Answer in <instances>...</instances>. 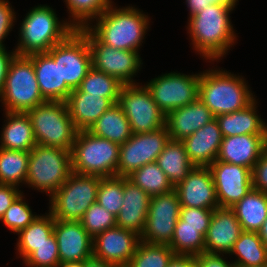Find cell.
Listing matches in <instances>:
<instances>
[{
  "instance_id": "44",
  "label": "cell",
  "mask_w": 267,
  "mask_h": 267,
  "mask_svg": "<svg viewBox=\"0 0 267 267\" xmlns=\"http://www.w3.org/2000/svg\"><path fill=\"white\" fill-rule=\"evenodd\" d=\"M213 212V209L181 207L179 218L182 226L209 227Z\"/></svg>"
},
{
  "instance_id": "6",
  "label": "cell",
  "mask_w": 267,
  "mask_h": 267,
  "mask_svg": "<svg viewBox=\"0 0 267 267\" xmlns=\"http://www.w3.org/2000/svg\"><path fill=\"white\" fill-rule=\"evenodd\" d=\"M71 172L70 151L36 144L30 151L28 172L23 185L45 192L50 198Z\"/></svg>"
},
{
  "instance_id": "47",
  "label": "cell",
  "mask_w": 267,
  "mask_h": 267,
  "mask_svg": "<svg viewBox=\"0 0 267 267\" xmlns=\"http://www.w3.org/2000/svg\"><path fill=\"white\" fill-rule=\"evenodd\" d=\"M224 254L202 252L195 255L196 267H236L233 262L226 261Z\"/></svg>"
},
{
  "instance_id": "3",
  "label": "cell",
  "mask_w": 267,
  "mask_h": 267,
  "mask_svg": "<svg viewBox=\"0 0 267 267\" xmlns=\"http://www.w3.org/2000/svg\"><path fill=\"white\" fill-rule=\"evenodd\" d=\"M213 68L201 72L198 99L215 117L241 110L256 99L244 76Z\"/></svg>"
},
{
  "instance_id": "23",
  "label": "cell",
  "mask_w": 267,
  "mask_h": 267,
  "mask_svg": "<svg viewBox=\"0 0 267 267\" xmlns=\"http://www.w3.org/2000/svg\"><path fill=\"white\" fill-rule=\"evenodd\" d=\"M210 109L199 99L166 115L165 126L171 140L183 141L198 129L214 120Z\"/></svg>"
},
{
  "instance_id": "20",
  "label": "cell",
  "mask_w": 267,
  "mask_h": 267,
  "mask_svg": "<svg viewBox=\"0 0 267 267\" xmlns=\"http://www.w3.org/2000/svg\"><path fill=\"white\" fill-rule=\"evenodd\" d=\"M242 232V226L231 208H215L204 236V251L227 256Z\"/></svg>"
},
{
  "instance_id": "18",
  "label": "cell",
  "mask_w": 267,
  "mask_h": 267,
  "mask_svg": "<svg viewBox=\"0 0 267 267\" xmlns=\"http://www.w3.org/2000/svg\"><path fill=\"white\" fill-rule=\"evenodd\" d=\"M181 207L215 209L219 207L215 184L208 167L195 166L187 177L174 187Z\"/></svg>"
},
{
  "instance_id": "9",
  "label": "cell",
  "mask_w": 267,
  "mask_h": 267,
  "mask_svg": "<svg viewBox=\"0 0 267 267\" xmlns=\"http://www.w3.org/2000/svg\"><path fill=\"white\" fill-rule=\"evenodd\" d=\"M100 177L71 172L68 179L49 198L48 211L56 220L80 221L97 201Z\"/></svg>"
},
{
  "instance_id": "35",
  "label": "cell",
  "mask_w": 267,
  "mask_h": 267,
  "mask_svg": "<svg viewBox=\"0 0 267 267\" xmlns=\"http://www.w3.org/2000/svg\"><path fill=\"white\" fill-rule=\"evenodd\" d=\"M69 17L67 22L76 30L87 28L114 1L113 0H64Z\"/></svg>"
},
{
  "instance_id": "36",
  "label": "cell",
  "mask_w": 267,
  "mask_h": 267,
  "mask_svg": "<svg viewBox=\"0 0 267 267\" xmlns=\"http://www.w3.org/2000/svg\"><path fill=\"white\" fill-rule=\"evenodd\" d=\"M150 197L174 190L166 174L156 162L148 163L127 176Z\"/></svg>"
},
{
  "instance_id": "14",
  "label": "cell",
  "mask_w": 267,
  "mask_h": 267,
  "mask_svg": "<svg viewBox=\"0 0 267 267\" xmlns=\"http://www.w3.org/2000/svg\"><path fill=\"white\" fill-rule=\"evenodd\" d=\"M169 140L170 135L166 126L152 132L132 134L119 147L117 176L127 177L134 170L156 162Z\"/></svg>"
},
{
  "instance_id": "11",
  "label": "cell",
  "mask_w": 267,
  "mask_h": 267,
  "mask_svg": "<svg viewBox=\"0 0 267 267\" xmlns=\"http://www.w3.org/2000/svg\"><path fill=\"white\" fill-rule=\"evenodd\" d=\"M117 104L125 113L132 134L152 132L165 126L166 115L142 83L124 85Z\"/></svg>"
},
{
  "instance_id": "52",
  "label": "cell",
  "mask_w": 267,
  "mask_h": 267,
  "mask_svg": "<svg viewBox=\"0 0 267 267\" xmlns=\"http://www.w3.org/2000/svg\"><path fill=\"white\" fill-rule=\"evenodd\" d=\"M84 267H116V266L92 256L84 261Z\"/></svg>"
},
{
  "instance_id": "31",
  "label": "cell",
  "mask_w": 267,
  "mask_h": 267,
  "mask_svg": "<svg viewBox=\"0 0 267 267\" xmlns=\"http://www.w3.org/2000/svg\"><path fill=\"white\" fill-rule=\"evenodd\" d=\"M156 163L166 174L173 187L182 182L195 167L187 156L184 143L171 139L159 154Z\"/></svg>"
},
{
  "instance_id": "28",
  "label": "cell",
  "mask_w": 267,
  "mask_h": 267,
  "mask_svg": "<svg viewBox=\"0 0 267 267\" xmlns=\"http://www.w3.org/2000/svg\"><path fill=\"white\" fill-rule=\"evenodd\" d=\"M258 101L228 114L216 116L223 137L243 134H267V123L257 114Z\"/></svg>"
},
{
  "instance_id": "25",
  "label": "cell",
  "mask_w": 267,
  "mask_h": 267,
  "mask_svg": "<svg viewBox=\"0 0 267 267\" xmlns=\"http://www.w3.org/2000/svg\"><path fill=\"white\" fill-rule=\"evenodd\" d=\"M65 103L78 131L88 130L105 111L114 105L108 98L100 95H87L79 88L72 90Z\"/></svg>"
},
{
  "instance_id": "33",
  "label": "cell",
  "mask_w": 267,
  "mask_h": 267,
  "mask_svg": "<svg viewBox=\"0 0 267 267\" xmlns=\"http://www.w3.org/2000/svg\"><path fill=\"white\" fill-rule=\"evenodd\" d=\"M230 255L237 257L232 261L236 267L267 265V247L258 232L243 231L228 256Z\"/></svg>"
},
{
  "instance_id": "51",
  "label": "cell",
  "mask_w": 267,
  "mask_h": 267,
  "mask_svg": "<svg viewBox=\"0 0 267 267\" xmlns=\"http://www.w3.org/2000/svg\"><path fill=\"white\" fill-rule=\"evenodd\" d=\"M167 267H196L195 255L175 254Z\"/></svg>"
},
{
  "instance_id": "42",
  "label": "cell",
  "mask_w": 267,
  "mask_h": 267,
  "mask_svg": "<svg viewBox=\"0 0 267 267\" xmlns=\"http://www.w3.org/2000/svg\"><path fill=\"white\" fill-rule=\"evenodd\" d=\"M80 222L88 234L94 238L103 231L115 227L116 216L96 201L86 210Z\"/></svg>"
},
{
  "instance_id": "39",
  "label": "cell",
  "mask_w": 267,
  "mask_h": 267,
  "mask_svg": "<svg viewBox=\"0 0 267 267\" xmlns=\"http://www.w3.org/2000/svg\"><path fill=\"white\" fill-rule=\"evenodd\" d=\"M174 255L173 250L167 245L140 240L127 267H167Z\"/></svg>"
},
{
  "instance_id": "37",
  "label": "cell",
  "mask_w": 267,
  "mask_h": 267,
  "mask_svg": "<svg viewBox=\"0 0 267 267\" xmlns=\"http://www.w3.org/2000/svg\"><path fill=\"white\" fill-rule=\"evenodd\" d=\"M208 227L182 226L179 218L175 226L170 248L175 254L198 255L204 252V236Z\"/></svg>"
},
{
  "instance_id": "43",
  "label": "cell",
  "mask_w": 267,
  "mask_h": 267,
  "mask_svg": "<svg viewBox=\"0 0 267 267\" xmlns=\"http://www.w3.org/2000/svg\"><path fill=\"white\" fill-rule=\"evenodd\" d=\"M60 263L58 244L53 233L24 261L26 267H57Z\"/></svg>"
},
{
  "instance_id": "22",
  "label": "cell",
  "mask_w": 267,
  "mask_h": 267,
  "mask_svg": "<svg viewBox=\"0 0 267 267\" xmlns=\"http://www.w3.org/2000/svg\"><path fill=\"white\" fill-rule=\"evenodd\" d=\"M150 196L128 177H124L123 205L116 216V226L142 234L148 215Z\"/></svg>"
},
{
  "instance_id": "1",
  "label": "cell",
  "mask_w": 267,
  "mask_h": 267,
  "mask_svg": "<svg viewBox=\"0 0 267 267\" xmlns=\"http://www.w3.org/2000/svg\"><path fill=\"white\" fill-rule=\"evenodd\" d=\"M236 5L231 3H210L205 9L188 18L187 33L192 49L208 62L222 59L237 37L230 14Z\"/></svg>"
},
{
  "instance_id": "16",
  "label": "cell",
  "mask_w": 267,
  "mask_h": 267,
  "mask_svg": "<svg viewBox=\"0 0 267 267\" xmlns=\"http://www.w3.org/2000/svg\"><path fill=\"white\" fill-rule=\"evenodd\" d=\"M215 184L219 207L231 208L253 188L252 170L215 160L208 166Z\"/></svg>"
},
{
  "instance_id": "32",
  "label": "cell",
  "mask_w": 267,
  "mask_h": 267,
  "mask_svg": "<svg viewBox=\"0 0 267 267\" xmlns=\"http://www.w3.org/2000/svg\"><path fill=\"white\" fill-rule=\"evenodd\" d=\"M45 214H38L28 226L17 233L18 240L15 248L23 262L35 251V247L45 243L46 239L54 233V218L50 212Z\"/></svg>"
},
{
  "instance_id": "38",
  "label": "cell",
  "mask_w": 267,
  "mask_h": 267,
  "mask_svg": "<svg viewBox=\"0 0 267 267\" xmlns=\"http://www.w3.org/2000/svg\"><path fill=\"white\" fill-rule=\"evenodd\" d=\"M123 86L124 84L118 79L92 67L82 80L79 89L87 95H100L108 98L116 104Z\"/></svg>"
},
{
  "instance_id": "12",
  "label": "cell",
  "mask_w": 267,
  "mask_h": 267,
  "mask_svg": "<svg viewBox=\"0 0 267 267\" xmlns=\"http://www.w3.org/2000/svg\"><path fill=\"white\" fill-rule=\"evenodd\" d=\"M200 75L201 71L191 75L173 71L162 73L144 85L158 108L167 115L172 110L198 99Z\"/></svg>"
},
{
  "instance_id": "4",
  "label": "cell",
  "mask_w": 267,
  "mask_h": 267,
  "mask_svg": "<svg viewBox=\"0 0 267 267\" xmlns=\"http://www.w3.org/2000/svg\"><path fill=\"white\" fill-rule=\"evenodd\" d=\"M25 15L14 48L17 55L46 53L75 30L66 19L60 21L56 11L47 4L34 6Z\"/></svg>"
},
{
  "instance_id": "50",
  "label": "cell",
  "mask_w": 267,
  "mask_h": 267,
  "mask_svg": "<svg viewBox=\"0 0 267 267\" xmlns=\"http://www.w3.org/2000/svg\"><path fill=\"white\" fill-rule=\"evenodd\" d=\"M15 54L14 49L9 52L6 48H0V94L4 88L9 63Z\"/></svg>"
},
{
  "instance_id": "26",
  "label": "cell",
  "mask_w": 267,
  "mask_h": 267,
  "mask_svg": "<svg viewBox=\"0 0 267 267\" xmlns=\"http://www.w3.org/2000/svg\"><path fill=\"white\" fill-rule=\"evenodd\" d=\"M32 60L36 79L42 96L47 101L65 102L72 90L67 85H60L59 63L46 53L29 55Z\"/></svg>"
},
{
  "instance_id": "41",
  "label": "cell",
  "mask_w": 267,
  "mask_h": 267,
  "mask_svg": "<svg viewBox=\"0 0 267 267\" xmlns=\"http://www.w3.org/2000/svg\"><path fill=\"white\" fill-rule=\"evenodd\" d=\"M24 196L22 192L0 219L14 234L24 229L38 216L32 212Z\"/></svg>"
},
{
  "instance_id": "13",
  "label": "cell",
  "mask_w": 267,
  "mask_h": 267,
  "mask_svg": "<svg viewBox=\"0 0 267 267\" xmlns=\"http://www.w3.org/2000/svg\"><path fill=\"white\" fill-rule=\"evenodd\" d=\"M86 39L92 56V67L118 79L122 84H138L134 78L143 60L137 51L115 49L101 43L87 28ZM134 77V78H133Z\"/></svg>"
},
{
  "instance_id": "5",
  "label": "cell",
  "mask_w": 267,
  "mask_h": 267,
  "mask_svg": "<svg viewBox=\"0 0 267 267\" xmlns=\"http://www.w3.org/2000/svg\"><path fill=\"white\" fill-rule=\"evenodd\" d=\"M119 147L87 130L78 131L71 149L72 172L102 178L117 176Z\"/></svg>"
},
{
  "instance_id": "53",
  "label": "cell",
  "mask_w": 267,
  "mask_h": 267,
  "mask_svg": "<svg viewBox=\"0 0 267 267\" xmlns=\"http://www.w3.org/2000/svg\"><path fill=\"white\" fill-rule=\"evenodd\" d=\"M260 238L262 239L264 245L267 247V218L262 224L261 229L258 231Z\"/></svg>"
},
{
  "instance_id": "15",
  "label": "cell",
  "mask_w": 267,
  "mask_h": 267,
  "mask_svg": "<svg viewBox=\"0 0 267 267\" xmlns=\"http://www.w3.org/2000/svg\"><path fill=\"white\" fill-rule=\"evenodd\" d=\"M180 208V201L175 190L152 196L140 240L170 246L179 219Z\"/></svg>"
},
{
  "instance_id": "45",
  "label": "cell",
  "mask_w": 267,
  "mask_h": 267,
  "mask_svg": "<svg viewBox=\"0 0 267 267\" xmlns=\"http://www.w3.org/2000/svg\"><path fill=\"white\" fill-rule=\"evenodd\" d=\"M16 20V12L9 0H0V48H6L4 41L12 31Z\"/></svg>"
},
{
  "instance_id": "2",
  "label": "cell",
  "mask_w": 267,
  "mask_h": 267,
  "mask_svg": "<svg viewBox=\"0 0 267 267\" xmlns=\"http://www.w3.org/2000/svg\"><path fill=\"white\" fill-rule=\"evenodd\" d=\"M87 29L103 44L139 52L150 28V18L136 7L114 6V2Z\"/></svg>"
},
{
  "instance_id": "29",
  "label": "cell",
  "mask_w": 267,
  "mask_h": 267,
  "mask_svg": "<svg viewBox=\"0 0 267 267\" xmlns=\"http://www.w3.org/2000/svg\"><path fill=\"white\" fill-rule=\"evenodd\" d=\"M231 209L243 231L258 232L267 218V193L252 188Z\"/></svg>"
},
{
  "instance_id": "7",
  "label": "cell",
  "mask_w": 267,
  "mask_h": 267,
  "mask_svg": "<svg viewBox=\"0 0 267 267\" xmlns=\"http://www.w3.org/2000/svg\"><path fill=\"white\" fill-rule=\"evenodd\" d=\"M47 101L41 94L32 60L15 54L9 63L3 91L0 94L3 111L27 112Z\"/></svg>"
},
{
  "instance_id": "17",
  "label": "cell",
  "mask_w": 267,
  "mask_h": 267,
  "mask_svg": "<svg viewBox=\"0 0 267 267\" xmlns=\"http://www.w3.org/2000/svg\"><path fill=\"white\" fill-rule=\"evenodd\" d=\"M139 242L137 233L115 226L93 238V256L116 267H127Z\"/></svg>"
},
{
  "instance_id": "19",
  "label": "cell",
  "mask_w": 267,
  "mask_h": 267,
  "mask_svg": "<svg viewBox=\"0 0 267 267\" xmlns=\"http://www.w3.org/2000/svg\"><path fill=\"white\" fill-rule=\"evenodd\" d=\"M60 263L85 261L93 256V238L80 221L54 219Z\"/></svg>"
},
{
  "instance_id": "49",
  "label": "cell",
  "mask_w": 267,
  "mask_h": 267,
  "mask_svg": "<svg viewBox=\"0 0 267 267\" xmlns=\"http://www.w3.org/2000/svg\"><path fill=\"white\" fill-rule=\"evenodd\" d=\"M186 6L188 7L189 17L205 9L210 3H231L238 5V0H185Z\"/></svg>"
},
{
  "instance_id": "21",
  "label": "cell",
  "mask_w": 267,
  "mask_h": 267,
  "mask_svg": "<svg viewBox=\"0 0 267 267\" xmlns=\"http://www.w3.org/2000/svg\"><path fill=\"white\" fill-rule=\"evenodd\" d=\"M267 147V134H243L223 137L217 160L253 170Z\"/></svg>"
},
{
  "instance_id": "54",
  "label": "cell",
  "mask_w": 267,
  "mask_h": 267,
  "mask_svg": "<svg viewBox=\"0 0 267 267\" xmlns=\"http://www.w3.org/2000/svg\"><path fill=\"white\" fill-rule=\"evenodd\" d=\"M57 267H84V261L59 263Z\"/></svg>"
},
{
  "instance_id": "27",
  "label": "cell",
  "mask_w": 267,
  "mask_h": 267,
  "mask_svg": "<svg viewBox=\"0 0 267 267\" xmlns=\"http://www.w3.org/2000/svg\"><path fill=\"white\" fill-rule=\"evenodd\" d=\"M0 134V148L30 152L36 146L33 127L27 112L5 111Z\"/></svg>"
},
{
  "instance_id": "46",
  "label": "cell",
  "mask_w": 267,
  "mask_h": 267,
  "mask_svg": "<svg viewBox=\"0 0 267 267\" xmlns=\"http://www.w3.org/2000/svg\"><path fill=\"white\" fill-rule=\"evenodd\" d=\"M252 185L254 189L267 193V147L252 170Z\"/></svg>"
},
{
  "instance_id": "30",
  "label": "cell",
  "mask_w": 267,
  "mask_h": 267,
  "mask_svg": "<svg viewBox=\"0 0 267 267\" xmlns=\"http://www.w3.org/2000/svg\"><path fill=\"white\" fill-rule=\"evenodd\" d=\"M87 131L119 145L132 136L130 123L117 103L105 111Z\"/></svg>"
},
{
  "instance_id": "34",
  "label": "cell",
  "mask_w": 267,
  "mask_h": 267,
  "mask_svg": "<svg viewBox=\"0 0 267 267\" xmlns=\"http://www.w3.org/2000/svg\"><path fill=\"white\" fill-rule=\"evenodd\" d=\"M30 152L0 148V184L22 187L28 172Z\"/></svg>"
},
{
  "instance_id": "48",
  "label": "cell",
  "mask_w": 267,
  "mask_h": 267,
  "mask_svg": "<svg viewBox=\"0 0 267 267\" xmlns=\"http://www.w3.org/2000/svg\"><path fill=\"white\" fill-rule=\"evenodd\" d=\"M17 186L0 184V219L14 202V200L23 192Z\"/></svg>"
},
{
  "instance_id": "40",
  "label": "cell",
  "mask_w": 267,
  "mask_h": 267,
  "mask_svg": "<svg viewBox=\"0 0 267 267\" xmlns=\"http://www.w3.org/2000/svg\"><path fill=\"white\" fill-rule=\"evenodd\" d=\"M124 177H100L97 202L107 211L117 216L123 205Z\"/></svg>"
},
{
  "instance_id": "8",
  "label": "cell",
  "mask_w": 267,
  "mask_h": 267,
  "mask_svg": "<svg viewBox=\"0 0 267 267\" xmlns=\"http://www.w3.org/2000/svg\"><path fill=\"white\" fill-rule=\"evenodd\" d=\"M36 144L59 147L71 152L78 130L62 101H45L27 111Z\"/></svg>"
},
{
  "instance_id": "24",
  "label": "cell",
  "mask_w": 267,
  "mask_h": 267,
  "mask_svg": "<svg viewBox=\"0 0 267 267\" xmlns=\"http://www.w3.org/2000/svg\"><path fill=\"white\" fill-rule=\"evenodd\" d=\"M222 138L215 118L182 142L187 156L195 166L208 167L217 159Z\"/></svg>"
},
{
  "instance_id": "10",
  "label": "cell",
  "mask_w": 267,
  "mask_h": 267,
  "mask_svg": "<svg viewBox=\"0 0 267 267\" xmlns=\"http://www.w3.org/2000/svg\"><path fill=\"white\" fill-rule=\"evenodd\" d=\"M59 63L60 85L78 89L92 68V56L86 39V28L72 31L63 41L47 52Z\"/></svg>"
}]
</instances>
